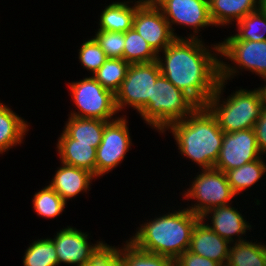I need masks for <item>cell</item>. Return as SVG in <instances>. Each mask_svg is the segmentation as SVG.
<instances>
[{
	"label": "cell",
	"mask_w": 266,
	"mask_h": 266,
	"mask_svg": "<svg viewBox=\"0 0 266 266\" xmlns=\"http://www.w3.org/2000/svg\"><path fill=\"white\" fill-rule=\"evenodd\" d=\"M237 23L238 33L227 37L225 40H266V10L261 6L243 17Z\"/></svg>",
	"instance_id": "d4e9b609"
},
{
	"label": "cell",
	"mask_w": 266,
	"mask_h": 266,
	"mask_svg": "<svg viewBox=\"0 0 266 266\" xmlns=\"http://www.w3.org/2000/svg\"><path fill=\"white\" fill-rule=\"evenodd\" d=\"M94 178V174L86 169L62 163L49 185L66 202L68 199L77 196L80 192H87L90 188L91 180Z\"/></svg>",
	"instance_id": "e0dca14e"
},
{
	"label": "cell",
	"mask_w": 266,
	"mask_h": 266,
	"mask_svg": "<svg viewBox=\"0 0 266 266\" xmlns=\"http://www.w3.org/2000/svg\"><path fill=\"white\" fill-rule=\"evenodd\" d=\"M162 53L165 59L157 58L161 74L199 106H205L221 80V59L196 34L176 38Z\"/></svg>",
	"instance_id": "6da1fadb"
},
{
	"label": "cell",
	"mask_w": 266,
	"mask_h": 266,
	"mask_svg": "<svg viewBox=\"0 0 266 266\" xmlns=\"http://www.w3.org/2000/svg\"><path fill=\"white\" fill-rule=\"evenodd\" d=\"M229 248L226 266H266V246L262 243L235 242Z\"/></svg>",
	"instance_id": "cb8c5ba5"
},
{
	"label": "cell",
	"mask_w": 266,
	"mask_h": 266,
	"mask_svg": "<svg viewBox=\"0 0 266 266\" xmlns=\"http://www.w3.org/2000/svg\"><path fill=\"white\" fill-rule=\"evenodd\" d=\"M184 157L191 159L202 169L214 168L218 159L224 132L216 118L205 106H199L185 119L169 125Z\"/></svg>",
	"instance_id": "7a4b0ae2"
},
{
	"label": "cell",
	"mask_w": 266,
	"mask_h": 266,
	"mask_svg": "<svg viewBox=\"0 0 266 266\" xmlns=\"http://www.w3.org/2000/svg\"><path fill=\"white\" fill-rule=\"evenodd\" d=\"M125 244L119 251L125 266H176L174 259L141 250L128 240Z\"/></svg>",
	"instance_id": "83f0119b"
},
{
	"label": "cell",
	"mask_w": 266,
	"mask_h": 266,
	"mask_svg": "<svg viewBox=\"0 0 266 266\" xmlns=\"http://www.w3.org/2000/svg\"><path fill=\"white\" fill-rule=\"evenodd\" d=\"M127 123L122 116L105 124L102 141L96 149V178L113 170L129 151L132 141Z\"/></svg>",
	"instance_id": "9c48e42d"
},
{
	"label": "cell",
	"mask_w": 266,
	"mask_h": 266,
	"mask_svg": "<svg viewBox=\"0 0 266 266\" xmlns=\"http://www.w3.org/2000/svg\"><path fill=\"white\" fill-rule=\"evenodd\" d=\"M28 127L24 119L0 103V154L22 143Z\"/></svg>",
	"instance_id": "7402d4cb"
},
{
	"label": "cell",
	"mask_w": 266,
	"mask_h": 266,
	"mask_svg": "<svg viewBox=\"0 0 266 266\" xmlns=\"http://www.w3.org/2000/svg\"><path fill=\"white\" fill-rule=\"evenodd\" d=\"M260 153L266 154V106H263L259 119L253 127Z\"/></svg>",
	"instance_id": "e575fe53"
},
{
	"label": "cell",
	"mask_w": 266,
	"mask_h": 266,
	"mask_svg": "<svg viewBox=\"0 0 266 266\" xmlns=\"http://www.w3.org/2000/svg\"><path fill=\"white\" fill-rule=\"evenodd\" d=\"M24 266H58V257L51 238L38 239L26 249Z\"/></svg>",
	"instance_id": "f1b7e54d"
},
{
	"label": "cell",
	"mask_w": 266,
	"mask_h": 266,
	"mask_svg": "<svg viewBox=\"0 0 266 266\" xmlns=\"http://www.w3.org/2000/svg\"><path fill=\"white\" fill-rule=\"evenodd\" d=\"M262 7L266 10V0H262Z\"/></svg>",
	"instance_id": "8d00e7d4"
},
{
	"label": "cell",
	"mask_w": 266,
	"mask_h": 266,
	"mask_svg": "<svg viewBox=\"0 0 266 266\" xmlns=\"http://www.w3.org/2000/svg\"><path fill=\"white\" fill-rule=\"evenodd\" d=\"M266 82V77L262 78ZM261 94L263 105L266 106V85L258 88Z\"/></svg>",
	"instance_id": "d590c367"
},
{
	"label": "cell",
	"mask_w": 266,
	"mask_h": 266,
	"mask_svg": "<svg viewBox=\"0 0 266 266\" xmlns=\"http://www.w3.org/2000/svg\"><path fill=\"white\" fill-rule=\"evenodd\" d=\"M160 75L161 70L157 60L130 64L120 89L115 93L117 111L129 105L140 113L149 103V98H152L153 85Z\"/></svg>",
	"instance_id": "ba28073f"
},
{
	"label": "cell",
	"mask_w": 266,
	"mask_h": 266,
	"mask_svg": "<svg viewBox=\"0 0 266 266\" xmlns=\"http://www.w3.org/2000/svg\"><path fill=\"white\" fill-rule=\"evenodd\" d=\"M175 265L176 266H222L220 263L214 260L193 254L189 250H186L175 260Z\"/></svg>",
	"instance_id": "836d02e7"
},
{
	"label": "cell",
	"mask_w": 266,
	"mask_h": 266,
	"mask_svg": "<svg viewBox=\"0 0 266 266\" xmlns=\"http://www.w3.org/2000/svg\"><path fill=\"white\" fill-rule=\"evenodd\" d=\"M231 204L218 206L212 209H209L205 212L200 219L204 222L205 217L209 216L211 218V226L206 223V225L217 233L221 238L227 240L230 244L234 242L232 236H238L239 238L235 240L236 242L246 241L241 235H245L246 230L251 229V225L243 218L242 214L230 206ZM240 235V236H239Z\"/></svg>",
	"instance_id": "2e32d148"
},
{
	"label": "cell",
	"mask_w": 266,
	"mask_h": 266,
	"mask_svg": "<svg viewBox=\"0 0 266 266\" xmlns=\"http://www.w3.org/2000/svg\"><path fill=\"white\" fill-rule=\"evenodd\" d=\"M130 64L124 59L107 58L93 77L114 94L120 89Z\"/></svg>",
	"instance_id": "4316f807"
},
{
	"label": "cell",
	"mask_w": 266,
	"mask_h": 266,
	"mask_svg": "<svg viewBox=\"0 0 266 266\" xmlns=\"http://www.w3.org/2000/svg\"><path fill=\"white\" fill-rule=\"evenodd\" d=\"M143 1L144 0L136 1L134 6H129V1L113 2L105 6L106 8L100 15V28L98 30L126 32L131 29L136 9Z\"/></svg>",
	"instance_id": "ffe728a7"
},
{
	"label": "cell",
	"mask_w": 266,
	"mask_h": 266,
	"mask_svg": "<svg viewBox=\"0 0 266 266\" xmlns=\"http://www.w3.org/2000/svg\"><path fill=\"white\" fill-rule=\"evenodd\" d=\"M79 61L94 74L107 60V56L94 38L85 41L79 49Z\"/></svg>",
	"instance_id": "1f68e13d"
},
{
	"label": "cell",
	"mask_w": 266,
	"mask_h": 266,
	"mask_svg": "<svg viewBox=\"0 0 266 266\" xmlns=\"http://www.w3.org/2000/svg\"><path fill=\"white\" fill-rule=\"evenodd\" d=\"M88 234L76 228L68 226L57 232L55 238L51 239L57 253L58 262L85 266L89 262L91 253L102 242L96 244L88 242Z\"/></svg>",
	"instance_id": "5bb4252c"
},
{
	"label": "cell",
	"mask_w": 266,
	"mask_h": 266,
	"mask_svg": "<svg viewBox=\"0 0 266 266\" xmlns=\"http://www.w3.org/2000/svg\"><path fill=\"white\" fill-rule=\"evenodd\" d=\"M220 61V81L217 90L209 98L205 107L216 118L219 127L224 133H231L245 129H252L259 119L263 102L259 89L253 91L240 89L228 96L220 103L223 87L230 78L239 73L235 66ZM233 76V77H232Z\"/></svg>",
	"instance_id": "277c9868"
},
{
	"label": "cell",
	"mask_w": 266,
	"mask_h": 266,
	"mask_svg": "<svg viewBox=\"0 0 266 266\" xmlns=\"http://www.w3.org/2000/svg\"><path fill=\"white\" fill-rule=\"evenodd\" d=\"M93 38L100 45L107 58L123 59L125 32L98 30Z\"/></svg>",
	"instance_id": "4dcf8cb0"
},
{
	"label": "cell",
	"mask_w": 266,
	"mask_h": 266,
	"mask_svg": "<svg viewBox=\"0 0 266 266\" xmlns=\"http://www.w3.org/2000/svg\"><path fill=\"white\" fill-rule=\"evenodd\" d=\"M123 59L129 64L149 63L156 61L158 54L132 27L125 32Z\"/></svg>",
	"instance_id": "484cf974"
},
{
	"label": "cell",
	"mask_w": 266,
	"mask_h": 266,
	"mask_svg": "<svg viewBox=\"0 0 266 266\" xmlns=\"http://www.w3.org/2000/svg\"><path fill=\"white\" fill-rule=\"evenodd\" d=\"M56 148L61 163L86 169L96 177V148L92 144L76 143L63 131Z\"/></svg>",
	"instance_id": "ac0fdd59"
},
{
	"label": "cell",
	"mask_w": 266,
	"mask_h": 266,
	"mask_svg": "<svg viewBox=\"0 0 266 266\" xmlns=\"http://www.w3.org/2000/svg\"><path fill=\"white\" fill-rule=\"evenodd\" d=\"M198 107L191 97L161 74L153 85L152 98L139 114L148 125L161 133L172 123L185 119Z\"/></svg>",
	"instance_id": "5b68a950"
},
{
	"label": "cell",
	"mask_w": 266,
	"mask_h": 266,
	"mask_svg": "<svg viewBox=\"0 0 266 266\" xmlns=\"http://www.w3.org/2000/svg\"><path fill=\"white\" fill-rule=\"evenodd\" d=\"M233 61L241 70L248 69L259 77H266V40H224L214 44L213 51Z\"/></svg>",
	"instance_id": "4fadbf2b"
},
{
	"label": "cell",
	"mask_w": 266,
	"mask_h": 266,
	"mask_svg": "<svg viewBox=\"0 0 266 266\" xmlns=\"http://www.w3.org/2000/svg\"><path fill=\"white\" fill-rule=\"evenodd\" d=\"M194 179L190 189L188 188L184 195L187 199L197 200L194 206L187 209L199 217L209 209L230 204L232 198L236 196L225 173L221 170L202 169Z\"/></svg>",
	"instance_id": "52a82bcc"
},
{
	"label": "cell",
	"mask_w": 266,
	"mask_h": 266,
	"mask_svg": "<svg viewBox=\"0 0 266 266\" xmlns=\"http://www.w3.org/2000/svg\"><path fill=\"white\" fill-rule=\"evenodd\" d=\"M162 11L168 21L170 29L176 38H180L173 31V24L188 26L198 34L201 27L213 26L209 15V0H152Z\"/></svg>",
	"instance_id": "7c38bea8"
},
{
	"label": "cell",
	"mask_w": 266,
	"mask_h": 266,
	"mask_svg": "<svg viewBox=\"0 0 266 266\" xmlns=\"http://www.w3.org/2000/svg\"><path fill=\"white\" fill-rule=\"evenodd\" d=\"M70 94L78 112L71 111L69 116L80 118H95L112 121L118 113L115 104V94L105 89L93 76L85 77L79 82L69 83ZM113 118V119H112Z\"/></svg>",
	"instance_id": "8992f818"
},
{
	"label": "cell",
	"mask_w": 266,
	"mask_h": 266,
	"mask_svg": "<svg viewBox=\"0 0 266 266\" xmlns=\"http://www.w3.org/2000/svg\"><path fill=\"white\" fill-rule=\"evenodd\" d=\"M108 121L95 118L70 116L63 131L76 143L92 144L97 149L103 137L105 124Z\"/></svg>",
	"instance_id": "44dd1931"
},
{
	"label": "cell",
	"mask_w": 266,
	"mask_h": 266,
	"mask_svg": "<svg viewBox=\"0 0 266 266\" xmlns=\"http://www.w3.org/2000/svg\"><path fill=\"white\" fill-rule=\"evenodd\" d=\"M120 248L109 246L103 241L91 253L85 266H125L119 256Z\"/></svg>",
	"instance_id": "d6a6232c"
},
{
	"label": "cell",
	"mask_w": 266,
	"mask_h": 266,
	"mask_svg": "<svg viewBox=\"0 0 266 266\" xmlns=\"http://www.w3.org/2000/svg\"><path fill=\"white\" fill-rule=\"evenodd\" d=\"M261 6L262 0H209V15L215 27L224 26L240 21Z\"/></svg>",
	"instance_id": "d6986e66"
},
{
	"label": "cell",
	"mask_w": 266,
	"mask_h": 266,
	"mask_svg": "<svg viewBox=\"0 0 266 266\" xmlns=\"http://www.w3.org/2000/svg\"><path fill=\"white\" fill-rule=\"evenodd\" d=\"M33 208L39 216L44 218H55L65 208L67 202L50 186L47 185L34 194Z\"/></svg>",
	"instance_id": "f546056e"
},
{
	"label": "cell",
	"mask_w": 266,
	"mask_h": 266,
	"mask_svg": "<svg viewBox=\"0 0 266 266\" xmlns=\"http://www.w3.org/2000/svg\"><path fill=\"white\" fill-rule=\"evenodd\" d=\"M228 244L200 219L192 231L189 251L226 266L230 248Z\"/></svg>",
	"instance_id": "9a60e30c"
},
{
	"label": "cell",
	"mask_w": 266,
	"mask_h": 266,
	"mask_svg": "<svg viewBox=\"0 0 266 266\" xmlns=\"http://www.w3.org/2000/svg\"><path fill=\"white\" fill-rule=\"evenodd\" d=\"M262 158L263 156L255 161L225 172L227 181L236 196L243 190L252 187L266 173V163Z\"/></svg>",
	"instance_id": "603a6c76"
},
{
	"label": "cell",
	"mask_w": 266,
	"mask_h": 266,
	"mask_svg": "<svg viewBox=\"0 0 266 266\" xmlns=\"http://www.w3.org/2000/svg\"><path fill=\"white\" fill-rule=\"evenodd\" d=\"M200 220L187 208L149 220L130 238L137 248L176 260L189 250L192 231Z\"/></svg>",
	"instance_id": "3957f363"
},
{
	"label": "cell",
	"mask_w": 266,
	"mask_h": 266,
	"mask_svg": "<svg viewBox=\"0 0 266 266\" xmlns=\"http://www.w3.org/2000/svg\"><path fill=\"white\" fill-rule=\"evenodd\" d=\"M260 153L252 129L224 133L222 146L214 168L222 172L259 159Z\"/></svg>",
	"instance_id": "8fae6325"
},
{
	"label": "cell",
	"mask_w": 266,
	"mask_h": 266,
	"mask_svg": "<svg viewBox=\"0 0 266 266\" xmlns=\"http://www.w3.org/2000/svg\"><path fill=\"white\" fill-rule=\"evenodd\" d=\"M132 27L158 55L176 39L162 11L152 0H144L137 7Z\"/></svg>",
	"instance_id": "30bf717a"
}]
</instances>
